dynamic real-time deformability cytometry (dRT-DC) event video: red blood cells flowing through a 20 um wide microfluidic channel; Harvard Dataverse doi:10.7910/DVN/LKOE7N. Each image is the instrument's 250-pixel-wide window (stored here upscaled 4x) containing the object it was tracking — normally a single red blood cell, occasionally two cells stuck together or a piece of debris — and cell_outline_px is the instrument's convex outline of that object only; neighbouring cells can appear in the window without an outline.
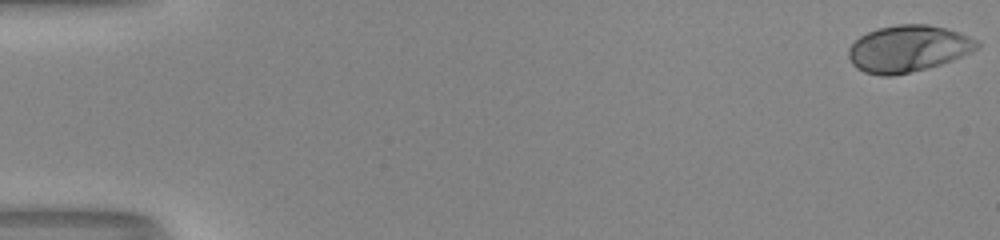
{"species": "human", "species_latin": "Homo sapiens", "temperature_condition": "room temperature", "stored_images_in_passage": 53, "camera_frame_rate_fps": 3000, "um_per_image_px": 0.085, "donor": {"sex": "male"}, "frame": {"image": 1, "passage_image": 1, "time_ms": 0.0, "image_size_px": [1000, 240], "cell_outline_px": [[980, 48], [972, 52], [952, 60], [928, 68], [892, 76], [884, 76], [864, 72], [856, 68], [852, 64], [848, 56], [848, 48], [860, 36], [876, 28], [896, 24], [928, 24], [960, 32], [976, 40], [980, 44]], "centroid_in_image_um": [77.18, 4.13], "position_along_channel_um": 7.8, "area_um2": 35.08}}
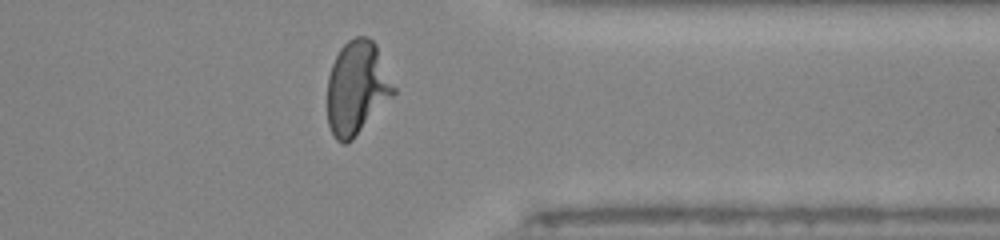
{"frame": {"image": 2, "passage_image": 43, "time_ms": 14.0, "image_size_px": [1000, 240], "cell_outline_px": [[396, 92], [352, 140], [348, 144], [344, 144], [336, 140], [328, 124], [328, 76], [332, 64], [340, 48], [348, 40], [356, 36], [368, 36], [376, 44], [396, 88]], "centroid_in_image_um": [30.34, 7.46], "position_along_channel_um": 381.1, "area_um2": 36.01}}
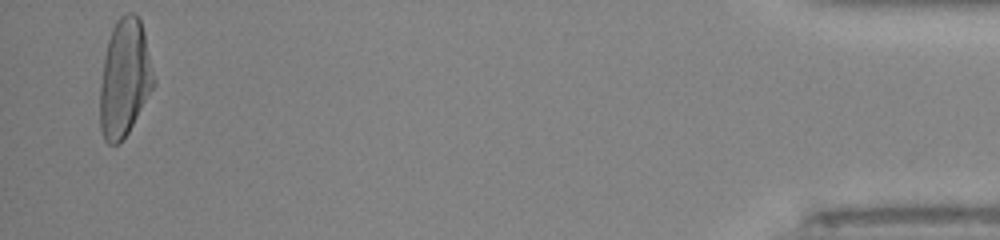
{"frame": {"image": 3, "passage_image": 52, "time_ms": 17.0, "image_size_px": [1000, 240], "cell_outline_px": [[156, 84], [128, 132], [120, 144], [108, 144], [104, 140], [100, 128], [100, 84], [104, 56], [108, 40], [112, 28], [116, 20], [120, 16], [128, 12], [132, 12], [140, 20], [144, 32], [156, 80]], "centroid_in_image_um": [10.59, 6.65], "position_along_channel_um": 424.6, "area_um2": 36.99}, "authors_computed_cell_mechanics": {"area_um2": 34.7956, "velocity_mm_per_s": 4.0487, "shape_relaxation_time_tau1_ms": 4.6543, "shape_relaxation_time_tau2_ms": null, "deformation_change_tau1": 0.2405, "deformation_change_tau2": null}}